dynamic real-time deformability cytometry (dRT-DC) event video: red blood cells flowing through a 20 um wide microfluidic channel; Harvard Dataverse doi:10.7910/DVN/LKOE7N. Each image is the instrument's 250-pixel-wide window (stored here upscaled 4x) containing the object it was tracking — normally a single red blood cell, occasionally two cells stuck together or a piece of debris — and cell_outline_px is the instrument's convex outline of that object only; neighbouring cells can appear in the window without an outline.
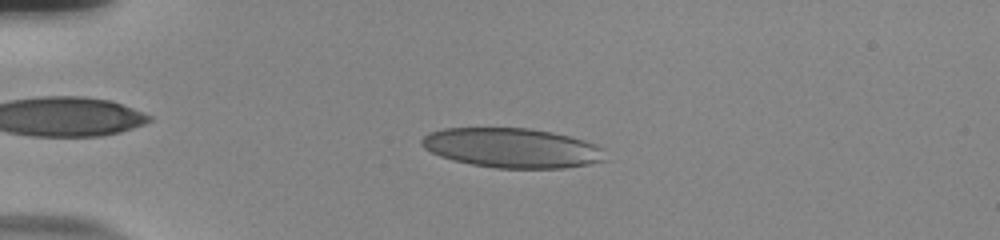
{"species": "human", "species_latin": "Homo sapiens", "temperature_condition": "room temperature", "stored_images_in_passage": 43, "camera_frame_rate_fps": 3000, "um_per_image_px": 0.085, "donor": {"sex": "male"}, "frame": {"image": 1, "passage_image": 1, "time_ms": 0.0, "image_size_px": [1000, 240], "cell_outline_px": [[608, 160], [588, 164], [564, 168], [496, 168], [472, 164], [440, 156], [424, 148], [420, 144], [420, 140], [428, 132], [444, 128], [528, 128], [552, 132], [584, 140], [596, 144], [604, 148]], "centroid_in_image_um": [43.56, 12.57], "position_along_channel_um": 41.4, "area_um2": 42.54}}
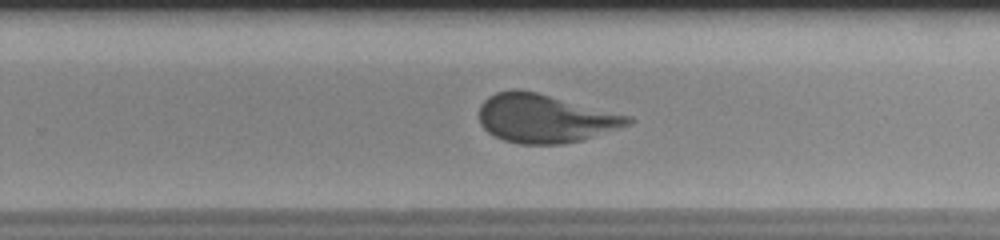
{"frame": {"image": 2, "passage_image": 24, "time_ms": 7.667, "image_size_px": [1000, 240], "cell_outline_px": [[636, 120], [632, 124], [580, 140], [564, 144], [520, 144], [504, 140], [488, 132], [480, 124], [480, 104], [488, 96], [496, 92], [536, 92], [632, 116]], "centroid_in_image_um": [46.36, 10.09], "position_along_channel_um": 283.4, "area_um2": 41.5}}
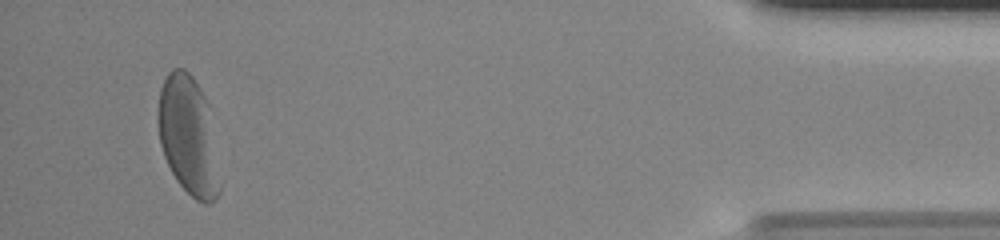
{"frame": {"image": 3, "passage_image": 40, "time_ms": 13.0, "image_size_px": [1000, 240], "cell_outline_px": [[220, 192], [216, 200], [212, 204], [204, 204], [196, 200], [176, 180], [164, 156], [160, 144], [156, 120], [160, 88], [168, 72], [172, 68], [184, 68], [192, 76], [200, 88], [208, 104], [220, 184]], "centroid_in_image_um": [15.98, 11.54], "position_along_channel_um": 419.2, "area_um2": 42.66}, "authors_computed_cell_mechanics": {"area_um2": 42.0784, "velocity_mm_per_s": 3.703, "shape_relaxation_time_tau1_ms": 3.5443, "shape_relaxation_time_tau2_ms": 0.6436, "deformation_change_tau1": 0.1663, "deformation_change_tau2": 0.0684}}